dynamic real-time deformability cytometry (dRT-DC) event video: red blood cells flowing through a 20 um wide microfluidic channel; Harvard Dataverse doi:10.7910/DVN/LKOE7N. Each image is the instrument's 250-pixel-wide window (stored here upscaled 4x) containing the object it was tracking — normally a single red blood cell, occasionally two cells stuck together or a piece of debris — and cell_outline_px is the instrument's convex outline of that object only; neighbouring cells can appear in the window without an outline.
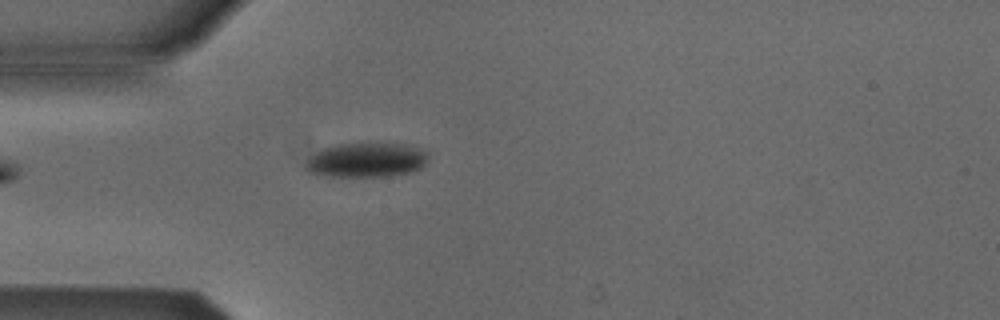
{"species": "Egyptian fruit bat (a non-hibernating species)", "species_latin": "Rousettus aegyptiacus", "temperature_condition": "cold", "stored_images_in_passage": 5, "camera_frame_rate_fps": 3000, "um_per_image_px": 0.085, "animal": {"sex": "male"}, "frame": {"image": 1, "passage_image": 5, "time_ms": 4.667, "image_size_px": [1000, 320], "cell_outline_px": [[428, 160], [420, 168], [412, 172], [388, 176], [324, 176], [308, 172], [304, 168], [308, 160], [316, 152], [324, 148], [340, 144], [368, 140], [404, 144], [428, 152]], "centroid_in_image_um": [31.16, 13.56], "position_along_channel_um": 53.8, "area_um2": 25.26}}